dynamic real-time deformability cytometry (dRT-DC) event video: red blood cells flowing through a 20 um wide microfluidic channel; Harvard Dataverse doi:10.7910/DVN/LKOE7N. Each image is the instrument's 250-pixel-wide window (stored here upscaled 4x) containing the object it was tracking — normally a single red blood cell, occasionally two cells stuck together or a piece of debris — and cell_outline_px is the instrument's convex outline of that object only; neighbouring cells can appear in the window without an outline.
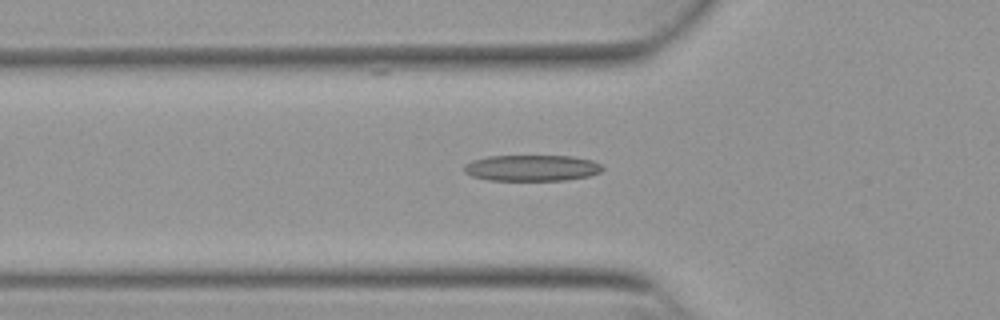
{"species": "Egyptian fruit bat (a non-hibernating species)", "species_latin": "Rousettus aegyptiacus", "temperature_condition": "warm", "stored_images_in_passage": 35, "camera_frame_rate_fps": 3000, "um_per_image_px": 0.085, "animal": {"sex": "female"}, "frame": {"image": 1, "passage_image": 3, "time_ms": 0.667, "image_size_px": [1000, 320], "cell_outline_px": [[604, 168], [600, 172], [588, 176], [564, 180], [488, 180], [472, 176], [464, 172], [464, 164], [472, 160], [488, 156], [572, 156], [592, 160], [600, 164]], "centroid_in_image_um": [45.18, 14.27], "position_along_channel_um": 80.6, "area_um2": 21.04}}
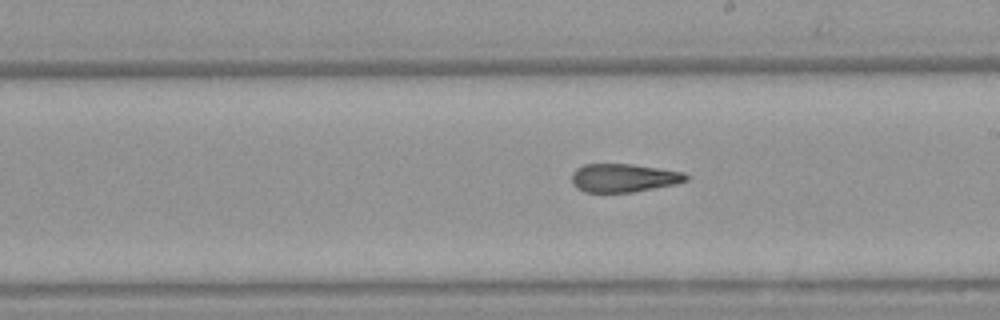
{"frame": {"image": 2, "passage_image": 15, "time_ms": 4.667, "image_size_px": [1000, 320], "cell_outline_px": [[688, 180], [676, 184], [632, 192], [584, 192], [576, 188], [572, 184], [572, 172], [576, 168], [584, 164], [632, 164], [684, 172], [688, 176]], "centroid_in_image_um": [52.99, 15.12], "position_along_channel_um": 236.0, "area_um2": 18.96}}
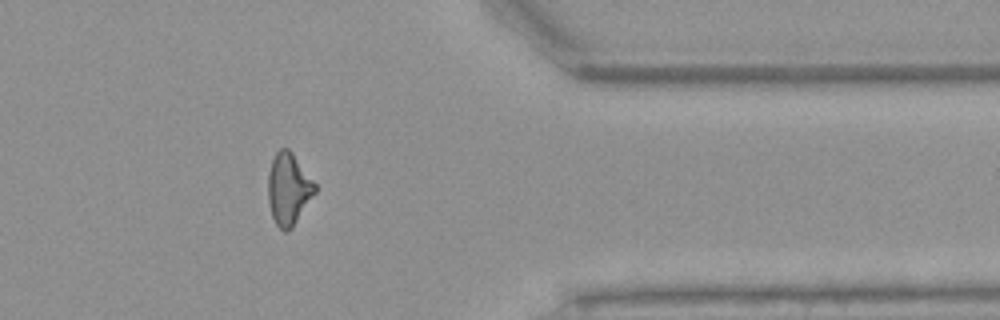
{"frame": {"image": 3, "passage_image": 28, "time_ms": 9.0, "image_size_px": [1000, 320], "cell_outline_px": [[316, 192], [292, 228], [288, 232], [284, 232], [276, 224], [272, 216], [268, 200], [268, 172], [272, 160], [276, 152], [280, 148], [288, 148], [292, 152], [316, 184]], "centroid_in_image_um": [24.52, 16.07], "position_along_channel_um": 386.9, "area_um2": 19.65}, "authors_computed_cell_mechanics": {"area_um2": 19.8832, "velocity_mm_per_s": 3.8768, "shape_relaxation_time_tau1_ms": null, "shape_relaxation_time_tau2_ms": 2.5819, "deformation_change_tau1": null, "deformation_change_tau2": 0.1276}}